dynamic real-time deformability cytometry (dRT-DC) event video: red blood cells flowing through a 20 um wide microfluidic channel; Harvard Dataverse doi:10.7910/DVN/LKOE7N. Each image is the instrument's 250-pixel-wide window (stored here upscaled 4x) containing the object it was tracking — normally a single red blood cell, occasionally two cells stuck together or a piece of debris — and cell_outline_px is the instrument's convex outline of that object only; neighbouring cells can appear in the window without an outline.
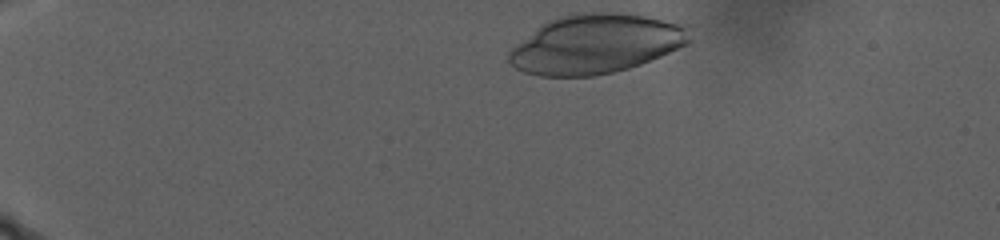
{"species": "human", "species_latin": "Homo sapiens", "temperature_condition": "warm", "stored_images_in_passage": 49, "camera_frame_rate_fps": 3000, "um_per_image_px": 0.085, "donor": {"sex": "male"}, "frame": {"image": 1, "passage_image": 1, "time_ms": 0.0, "image_size_px": [1000, 240], "cell_outline_px": [[692, 40], [688, 44], [660, 56], [640, 64], [628, 68], [612, 72], [592, 76], [540, 76], [524, 72], [516, 68], [508, 60], [508, 52], [516, 44], [540, 24], [556, 16], [572, 12], [620, 12], [644, 16], [688, 24]], "centroid_in_image_um": [50.65, 3.71], "position_along_channel_um": 34.4, "area_um2": 62.89}}
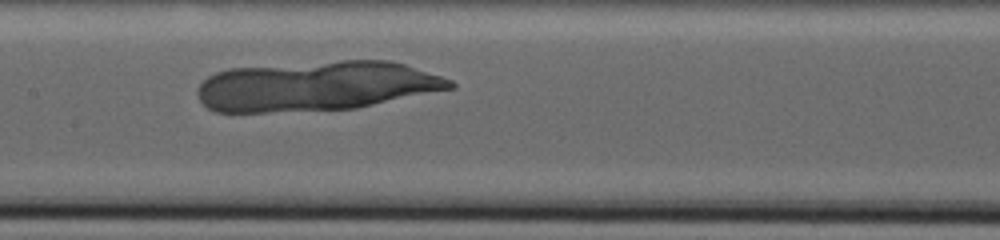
{"frame": {"image": 2, "passage_image": 28, "time_ms": 11.0, "image_size_px": [1000, 240], "cell_outline_px": [[456, 88], [356, 108], [264, 112], [216, 112], [208, 108], [200, 100], [196, 92], [196, 88], [208, 76], [216, 72], [228, 68], [340, 60], [388, 60], [404, 64], [452, 80], [456, 84]], "centroid_in_image_um": [26.87, 7.31], "position_along_channel_um": 180.5, "area_um2": 73.35}}
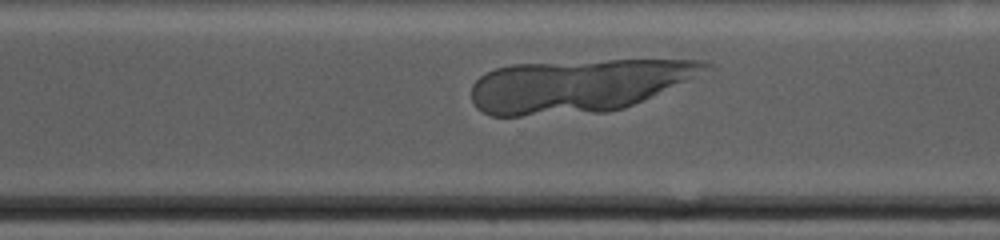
{"frame": {"image": 3, "passage_image": 41, "time_ms": 17.333, "image_size_px": [1000, 240], "cell_outline_px": [[716, 68], [624, 108], [608, 112], [520, 116], [492, 116], [476, 108], [472, 100], [472, 84], [480, 76], [496, 68], [512, 64], [608, 60], [704, 60], [716, 64]], "centroid_in_image_um": [49.17, 7.27], "position_along_channel_um": 321.4, "area_um2": 72.54}}